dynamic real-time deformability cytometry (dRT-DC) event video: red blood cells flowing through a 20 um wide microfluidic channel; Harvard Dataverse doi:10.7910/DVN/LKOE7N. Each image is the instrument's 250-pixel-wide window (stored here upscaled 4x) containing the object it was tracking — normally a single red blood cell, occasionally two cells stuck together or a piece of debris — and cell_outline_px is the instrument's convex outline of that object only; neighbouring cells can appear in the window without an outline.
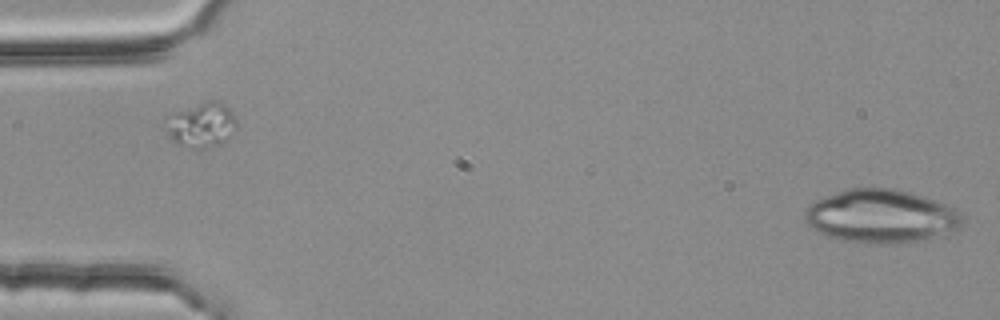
{"species": "common noctule bat (a hibernating species)", "species_latin": "Nyctalus noctula", "temperature_condition": "room temperature", "stored_images_in_passage": 53, "camera_frame_rate_fps": 3000, "um_per_image_px": 0.085, "animal": {"sex": "female", "body_mass_g": 25.1}, "frame": {"image": 1, "passage_image": 1, "time_ms": 0.0, "image_size_px": [1000, 320], "cell_outline_px": [[964, 224], [960, 228], [940, 236], [908, 244], [864, 244], [840, 240], [828, 236], [820, 232], [808, 224], [804, 220], [804, 212], [816, 200], [836, 192], [848, 188], [896, 188], [924, 196], [944, 204], [960, 212], [964, 220]], "centroid_in_image_um": [74.93, 18.41], "position_along_channel_um": 10.1, "area_um2": 49.53}}
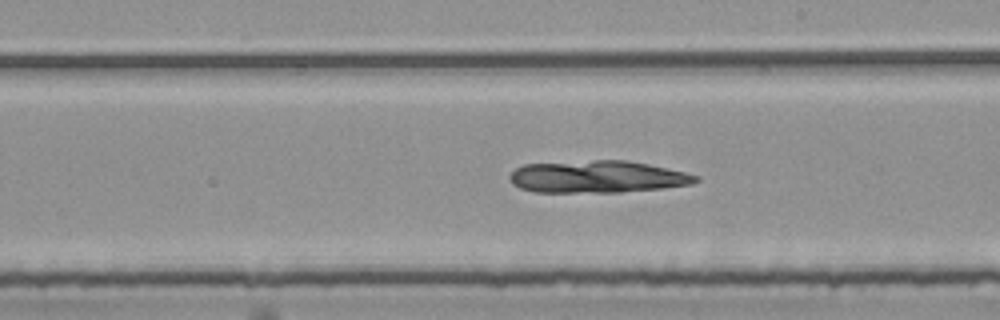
{"frame": {"image": 2, "passage_image": 30, "time_ms": 9.667, "image_size_px": [1000, 320], "cell_outline_px": [[700, 180], [692, 184], [664, 188], [620, 192], [536, 192], [520, 188], [512, 184], [508, 176], [516, 168], [524, 164], [596, 160], [628, 160], [648, 164], [684, 172], [700, 176]], "centroid_in_image_um": [50.78, 15.03], "position_along_channel_um": 238.2, "area_um2": 34.97}}
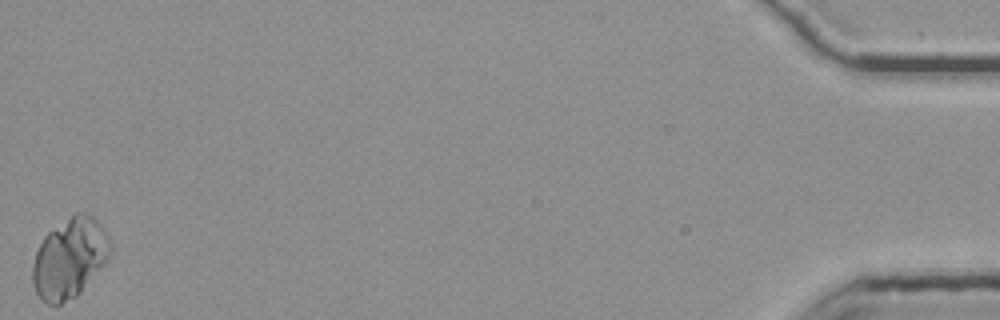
{"frame": {"image": 3, "passage_image": 53, "time_ms": 17.333, "image_size_px": [1000, 320], "cell_outline_px": [[112, 252], [108, 260], [80, 292], [76, 296], [60, 304], [48, 304], [36, 292], [32, 284], [32, 264], [36, 252], [44, 236], [48, 232], [76, 212], [84, 212], [92, 216], [100, 224], [108, 236], [112, 248]], "centroid_in_image_um": [5.92, 21.93], "position_along_channel_um": 429.3, "area_um2": 36.07}}